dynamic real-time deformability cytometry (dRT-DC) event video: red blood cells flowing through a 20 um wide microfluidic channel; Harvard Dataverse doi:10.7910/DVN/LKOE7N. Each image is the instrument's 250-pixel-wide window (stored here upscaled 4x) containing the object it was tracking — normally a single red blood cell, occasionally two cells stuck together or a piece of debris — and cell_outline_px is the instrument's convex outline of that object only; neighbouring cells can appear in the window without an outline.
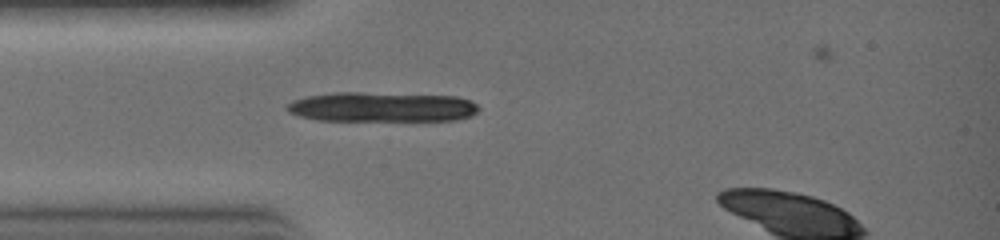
{"species": "common noctule bat (a hibernating species)", "species_latin": "Nyctalus noctula", "temperature_condition": "warm", "stored_images_in_passage": 4, "camera_frame_rate_fps": 3000, "um_per_image_px": 0.085, "animal": {"sex": "female", "body_mass_g": 19.0, "forearm_length_mm": 51.5}, "frame": {"image": 1, "passage_image": 1, "time_ms": 0.0, "image_size_px": [1000, 240], "cell_outline_px": [[480, 108], [472, 116], [456, 120], [320, 120], [300, 116], [288, 112], [288, 104], [292, 100], [308, 96], [332, 92], [364, 92], [456, 96], [468, 100], [476, 104]], "centroid_in_image_um": [32.47, 9.08], "position_along_channel_um": 52.5, "area_um2": 33.18}}